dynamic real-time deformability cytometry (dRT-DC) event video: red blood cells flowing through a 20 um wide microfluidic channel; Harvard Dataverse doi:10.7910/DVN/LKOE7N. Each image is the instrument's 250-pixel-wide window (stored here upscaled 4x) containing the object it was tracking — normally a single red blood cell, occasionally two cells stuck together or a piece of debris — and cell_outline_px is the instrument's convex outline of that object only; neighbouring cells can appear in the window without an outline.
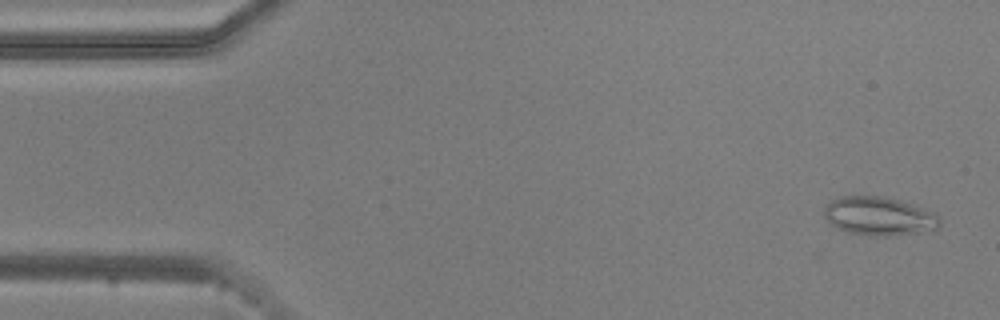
{"species": "common noctule bat (a hibernating species)", "species_latin": "Nyctalus noctula", "temperature_condition": "warm", "stored_images_in_passage": 48, "camera_frame_rate_fps": 3000, "um_per_image_px": 0.085, "animal": {"sex": "male", "body_mass_g": 20.5, "forearm_length_mm": 52.5}, "frame": {"image": 1, "passage_image": 2, "time_ms": 0.333, "image_size_px": [1000, 320], "cell_outline_px": [[940, 224], [936, 228], [920, 232], [888, 236], [872, 236], [844, 232], [832, 224], [824, 216], [824, 204], [840, 196], [884, 196], [900, 200], [936, 212], [940, 216]], "centroid_in_image_um": [74.71, 18.36], "position_along_channel_um": 10.3, "area_um2": 26.24}}
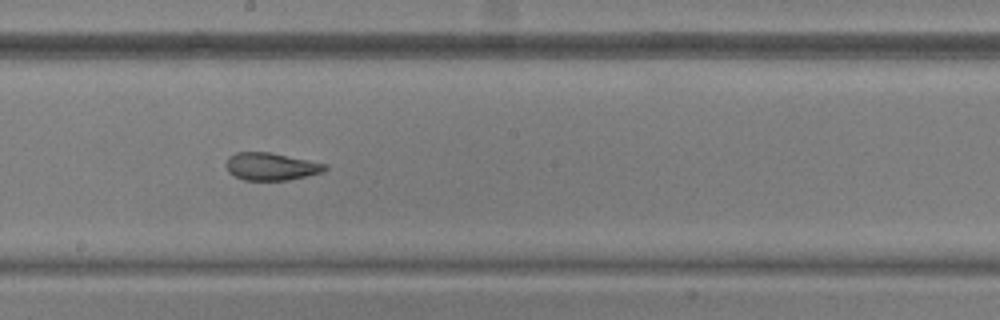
{"frame": {"image": 2, "passage_image": 28, "time_ms": 9.0, "image_size_px": [1000, 320], "cell_outline_px": [[328, 168], [324, 172], [308, 176], [288, 180], [244, 180], [228, 172], [224, 164], [228, 156], [236, 152], [268, 152], [328, 164]], "centroid_in_image_um": [23.04, 14.15], "position_along_channel_um": 225.2, "area_um2": 16.01}}
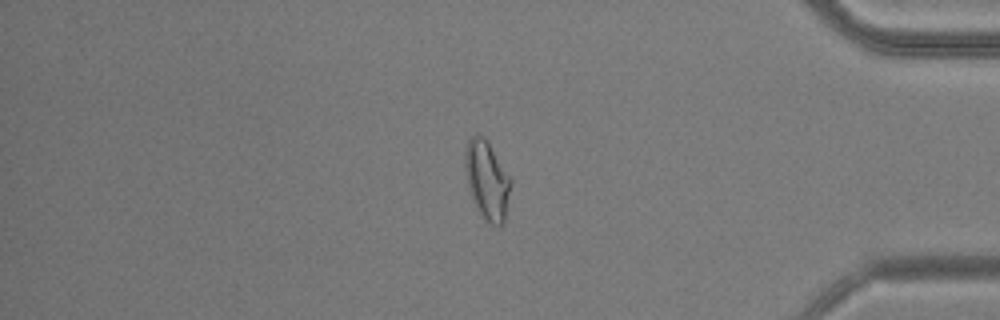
{"frame": {"image": 3, "passage_image": 44, "time_ms": 14.333, "image_size_px": [1000, 320], "cell_outline_px": [[512, 184], [504, 224], [488, 224], [480, 216], [476, 208], [468, 188], [464, 168], [464, 152], [468, 140], [472, 136], [484, 136], [488, 140], [512, 180]], "centroid_in_image_um": [41.39, 15.33], "position_along_channel_um": 393.8, "area_um2": 21.39}, "authors_computed_cell_mechanics": {"area_um2": 18.9006, "velocity_mm_per_s": 3.7592, "shape_relaxation_time_tau1_ms": null, "shape_relaxation_time_tau2_ms": 1.7256, "deformation_change_tau1": null, "deformation_change_tau2": 0.0866}}